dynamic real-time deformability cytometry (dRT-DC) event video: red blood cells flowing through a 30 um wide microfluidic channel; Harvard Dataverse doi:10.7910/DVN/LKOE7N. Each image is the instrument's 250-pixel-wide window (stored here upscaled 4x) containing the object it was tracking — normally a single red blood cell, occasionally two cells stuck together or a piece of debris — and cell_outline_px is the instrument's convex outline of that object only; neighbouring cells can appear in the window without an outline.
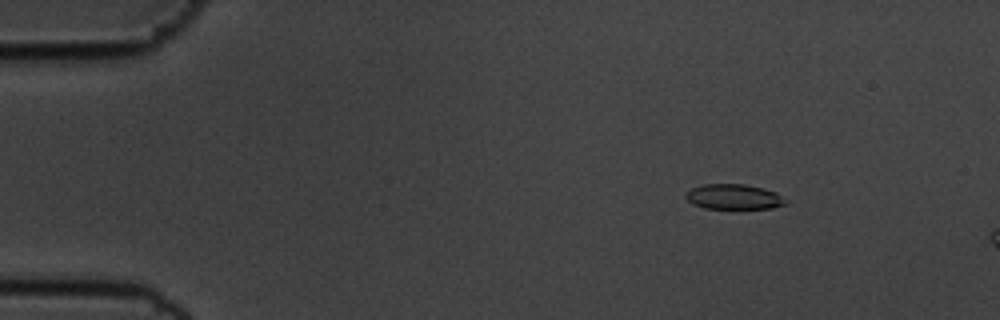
{"species": "common noctule bat (a hibernating species)", "species_latin": "Nyctalus noctula", "temperature_condition": "cold", "stored_images_in_passage": 55, "camera_frame_rate_fps": 3000, "um_per_image_px": 0.085, "animal": {"sex": "male", "body_mass_g": 19.5, "forearm_length_mm": 54.6}, "frame": {"image": 1, "passage_image": 6, "time_ms": 1.667, "image_size_px": [1000, 320], "cell_outline_px": [[788, 204], [772, 208], [704, 208], [692, 204], [684, 196], [692, 188], [704, 184], [744, 184], [764, 188], [776, 192], [788, 200]], "centroid_in_image_um": [62.42, 16.73], "position_along_channel_um": 22.6, "area_um2": 14.68}}
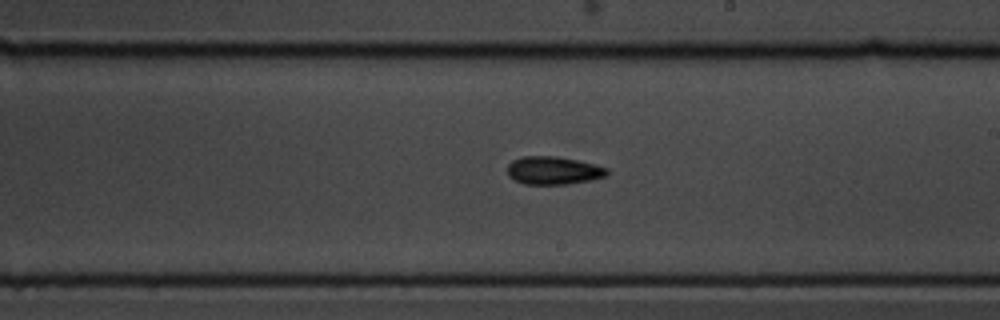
{"frame": {"image": 2, "passage_image": 31, "time_ms": 10.0, "image_size_px": [1000, 320], "cell_outline_px": [[608, 176], [592, 180], [564, 184], [524, 184], [508, 176], [508, 164], [512, 160], [520, 156], [556, 156], [596, 164], [608, 168]], "centroid_in_image_um": [47.05, 14.48], "position_along_channel_um": 241.9, "area_um2": 16.36}}
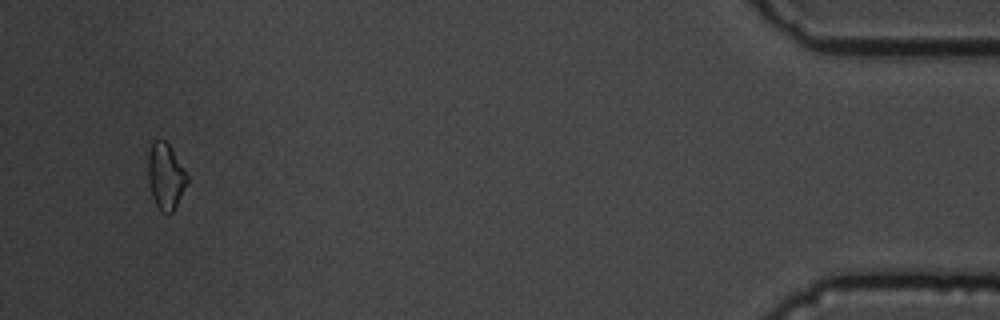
{"frame": {"image": 3, "passage_image": 52, "time_ms": 17.0, "image_size_px": [1000, 320], "cell_outline_px": [[188, 184], [172, 212], [168, 216], [160, 212], [152, 196], [148, 180], [148, 140], [164, 140], [168, 144], [184, 168], [188, 176]], "centroid_in_image_um": [14.06, 14.97], "position_along_channel_um": 421.1, "area_um2": 15.37}, "authors_computed_cell_mechanics": {"area_um2": 15.4904, "velocity_mm_per_s": 3.5983, "shape_relaxation_time_tau1_ms": 4.6157, "shape_relaxation_time_tau2_ms": 8.6698, "deformation_change_tau1": 0.1088, "deformation_change_tau2": 0.1489}}